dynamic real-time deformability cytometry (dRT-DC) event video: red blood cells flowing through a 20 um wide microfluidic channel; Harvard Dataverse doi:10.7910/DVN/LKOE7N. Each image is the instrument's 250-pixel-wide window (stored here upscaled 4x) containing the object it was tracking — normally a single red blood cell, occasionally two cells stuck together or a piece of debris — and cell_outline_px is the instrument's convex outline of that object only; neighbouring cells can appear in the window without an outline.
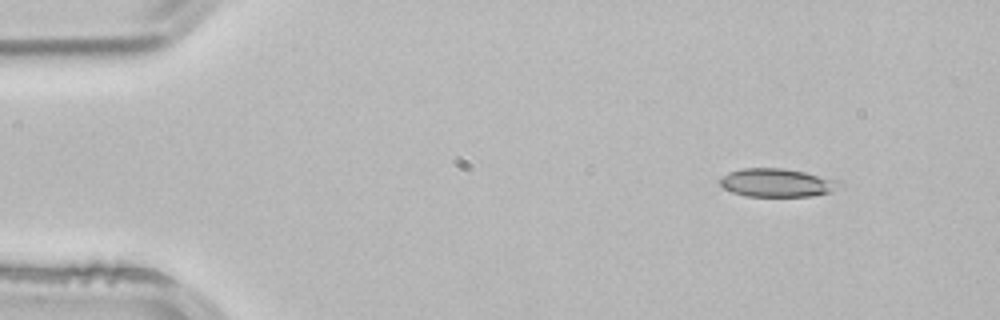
{"species": "common noctule bat (a hibernating species)", "species_latin": "Nyctalus noctula", "temperature_condition": "room temperature", "stored_images_in_passage": 3, "camera_frame_rate_fps": 3000, "um_per_image_px": 0.085, "animal": {"sex": "male", "body_mass_g": 21.5, "forearm_length_mm": 52.0}, "frame": {"image": 1, "passage_image": 1, "time_ms": 0.0, "image_size_px": [1000, 320], "cell_outline_px": [[844, 184], [832, 192], [812, 196], [744, 196], [732, 192], [724, 188], [720, 184], [720, 176], [728, 172], [740, 168], [784, 168], [804, 172], [840, 180]], "centroid_in_image_um": [66.06, 15.53], "position_along_channel_um": 18.9, "area_um2": 20.0}}
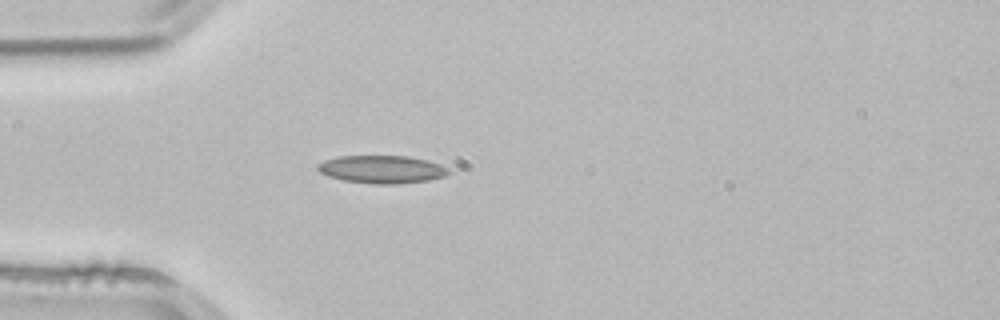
{"frame": {"image": 2, "passage_image": 3, "time_ms": 0.667, "image_size_px": [1000, 320], "cell_outline_px": [[452, 172], [444, 176], [428, 180], [400, 184], [376, 184], [344, 180], [328, 176], [320, 172], [316, 168], [316, 164], [324, 160], [336, 156], [408, 156], [428, 160], [440, 164], [448, 168]], "centroid_in_image_um": [32.46, 14.39], "position_along_channel_um": 52.5, "area_um2": 21.39}}